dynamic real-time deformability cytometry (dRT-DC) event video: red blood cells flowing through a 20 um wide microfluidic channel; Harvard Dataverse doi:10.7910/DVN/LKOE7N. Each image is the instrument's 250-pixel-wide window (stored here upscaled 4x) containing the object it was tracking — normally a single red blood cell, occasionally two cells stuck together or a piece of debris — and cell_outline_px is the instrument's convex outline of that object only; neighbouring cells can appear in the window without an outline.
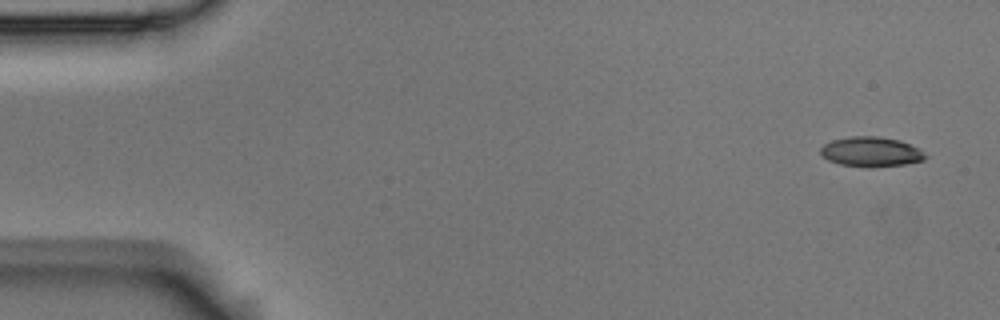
{"species": "Egyptian fruit bat (a non-hibernating species)", "species_latin": "Rousettus aegyptiacus", "temperature_condition": "room temperature", "stored_images_in_passage": 4, "camera_frame_rate_fps": 3000, "um_per_image_px": 0.085, "animal": {"sex": "male"}, "frame": {"image": 1, "passage_image": 1, "time_ms": 0.0, "image_size_px": [1000, 320], "cell_outline_px": [[928, 156], [924, 160], [904, 164], [840, 164], [828, 160], [820, 156], [820, 148], [824, 144], [832, 140], [848, 136], [876, 136], [900, 140], [916, 148]], "centroid_in_image_um": [73.98, 12.84], "position_along_channel_um": 11.0, "area_um2": 17.34}}